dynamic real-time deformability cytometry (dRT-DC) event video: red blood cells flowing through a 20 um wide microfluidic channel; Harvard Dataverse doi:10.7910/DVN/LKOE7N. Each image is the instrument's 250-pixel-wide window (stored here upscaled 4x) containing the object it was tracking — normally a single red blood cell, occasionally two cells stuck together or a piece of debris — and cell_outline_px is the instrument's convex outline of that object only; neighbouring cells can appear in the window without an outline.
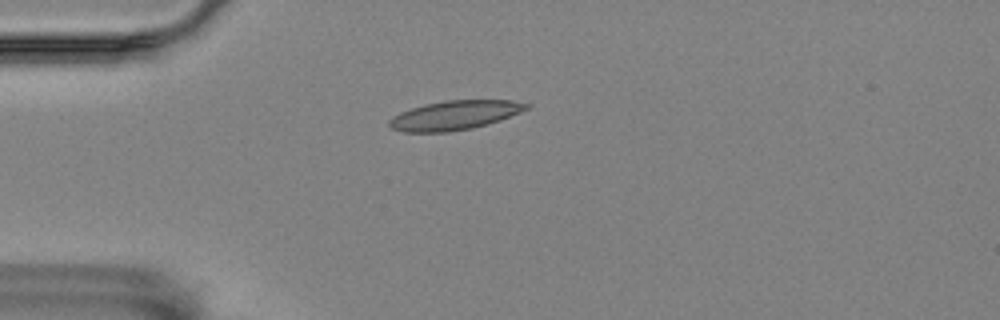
{"species": "Egyptian fruit bat (a non-hibernating species)", "species_latin": "Rousettus aegyptiacus", "temperature_condition": "room temperature", "stored_images_in_passage": 5, "camera_frame_rate_fps": 3000, "um_per_image_px": 0.085, "animal": {"sex": "female"}, "frame": {"image": 1, "passage_image": 1, "time_ms": 0.0, "image_size_px": [1000, 320], "cell_outline_px": [[532, 104], [528, 108], [520, 112], [500, 120], [488, 124], [472, 128], [448, 132], [404, 132], [392, 128], [388, 124], [388, 120], [392, 116], [400, 112], [424, 104], [444, 100], [512, 100]], "centroid_in_image_um": [38.64, 9.79], "position_along_channel_um": 46.4, "area_um2": 23.41}}
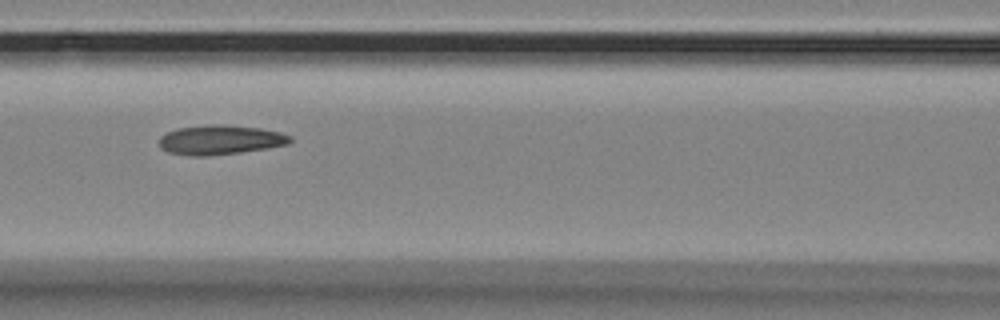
{"frame": {"image": 2, "passage_image": 4, "time_ms": 1.0, "image_size_px": [1000, 320], "cell_outline_px": [[292, 140], [288, 144], [268, 148], [240, 152], [208, 156], [192, 156], [168, 152], [160, 148], [160, 136], [176, 128], [208, 124], [224, 124], [260, 128], [280, 132], [292, 136]], "centroid_in_image_um": [18.72, 11.88], "position_along_channel_um": 147.9, "area_um2": 22.66}}
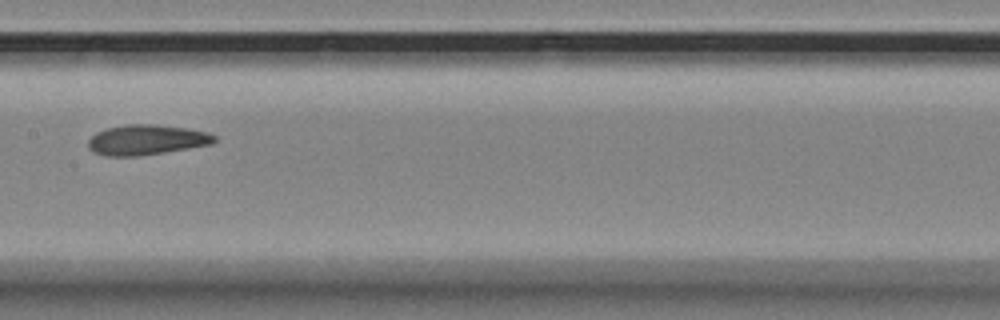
{"frame": {"image": 3, "passage_image": 5, "time_ms": 1.333, "image_size_px": [1000, 320], "cell_outline_px": [[216, 140], [212, 144], [164, 152], [136, 156], [104, 156], [92, 152], [88, 148], [88, 140], [96, 132], [108, 128], [128, 124], [156, 124], [188, 128], [208, 132], [216, 136]], "centroid_in_image_um": [12.44, 11.88], "position_along_channel_um": 195.0, "area_um2": 22.25}}